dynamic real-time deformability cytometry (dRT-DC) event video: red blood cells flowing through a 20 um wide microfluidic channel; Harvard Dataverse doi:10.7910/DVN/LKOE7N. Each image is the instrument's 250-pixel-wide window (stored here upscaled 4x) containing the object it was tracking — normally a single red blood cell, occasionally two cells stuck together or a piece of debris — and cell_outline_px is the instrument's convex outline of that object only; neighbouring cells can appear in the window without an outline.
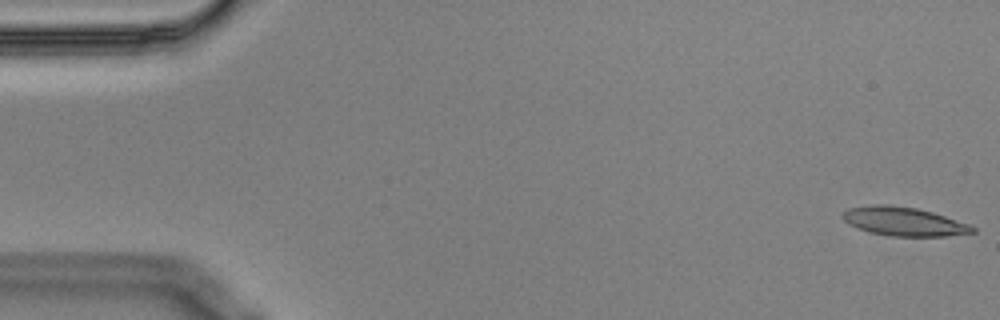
{"species": "Egyptian fruit bat (a non-hibernating species)", "species_latin": "Rousettus aegyptiacus", "temperature_condition": "cold", "stored_images_in_passage": 56, "camera_frame_rate_fps": 3000, "um_per_image_px": 0.085, "animal": {"sex": "male"}, "frame": {"image": 1, "passage_image": 1, "time_ms": 0.0, "image_size_px": [1000, 320], "cell_outline_px": [[976, 232], [944, 236], [892, 236], [868, 232], [856, 228], [848, 224], [840, 216], [848, 208], [872, 204], [888, 204], [916, 208], [932, 212], [968, 224], [976, 228]], "centroid_in_image_um": [76.77, 18.82], "position_along_channel_um": 8.2, "area_um2": 21.79}}
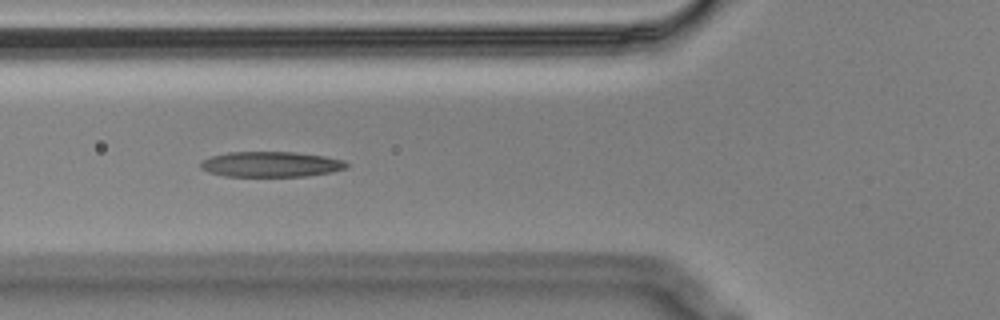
{"frame": {"image": 2, "passage_image": 20, "time_ms": 6.333, "image_size_px": [1000, 320], "cell_outline_px": [[348, 168], [328, 172], [304, 176], [224, 176], [208, 172], [200, 168], [200, 164], [204, 160], [212, 156], [228, 152], [296, 152], [324, 156], [344, 160], [348, 164]], "centroid_in_image_um": [23.02, 13.96], "position_along_channel_um": 102.8, "area_um2": 21.44}}
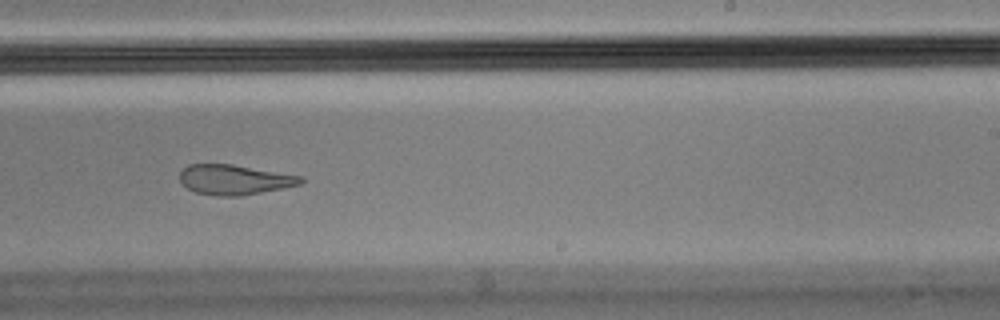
{"frame": {"image": 3, "passage_image": 34, "time_ms": 11.0, "image_size_px": [1000, 320], "cell_outline_px": [[304, 180], [300, 184], [240, 196], [216, 196], [196, 192], [180, 184], [180, 172], [188, 164], [232, 164], [304, 176]], "centroid_in_image_um": [19.9, 15.26], "position_along_channel_um": 269.1, "area_um2": 21.1}, "authors_computed_cell_mechanics": {"area_um2": 22.3397, "velocity_mm_per_s": 3.556, "shape_relaxation_time_tau1_ms": null, "shape_relaxation_time_tau2_ms": 2.5836, "deformation_change_tau1": null, "deformation_change_tau2": 0.1192}}